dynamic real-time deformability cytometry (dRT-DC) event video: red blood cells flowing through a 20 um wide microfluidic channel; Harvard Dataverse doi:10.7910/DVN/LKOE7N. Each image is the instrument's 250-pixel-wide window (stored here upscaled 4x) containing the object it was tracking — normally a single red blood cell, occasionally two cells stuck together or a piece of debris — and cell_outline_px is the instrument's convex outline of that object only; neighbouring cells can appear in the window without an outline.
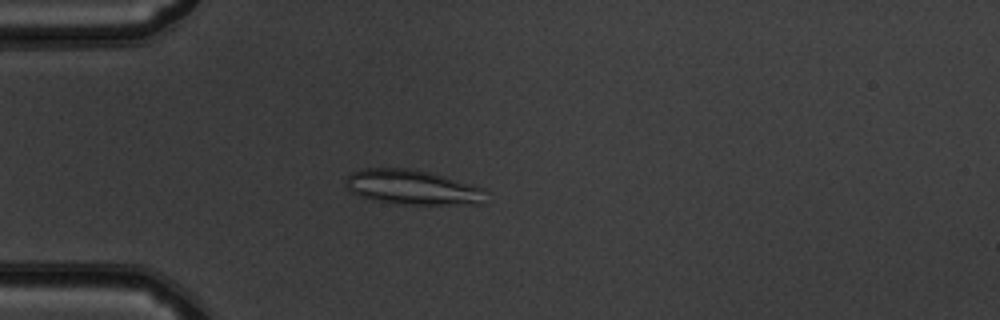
{"species": "common noctule bat (a hibernating species)", "species_latin": "Nyctalus noctula", "temperature_condition": "warm", "stored_images_in_passage": 51, "camera_frame_rate_fps": 3000, "um_per_image_px": 0.085, "animal": {"sex": "male", "body_mass_g": 19.5, "forearm_length_mm": 54.6}, "frame": {"image": 1, "passage_image": 14, "time_ms": 4.333, "image_size_px": [1000, 320], "cell_outline_px": [[488, 204], [396, 204], [376, 200], [360, 196], [352, 192], [344, 184], [344, 180], [352, 172], [360, 168], [408, 168], [428, 172], [444, 176], [472, 184], [484, 188]], "centroid_in_image_um": [35.08, 15.92], "position_along_channel_um": 49.9, "area_um2": 28.61}}
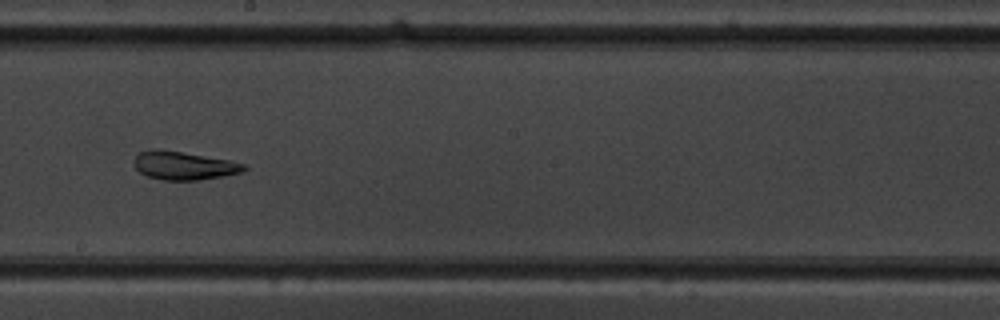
{"frame": {"image": 2, "passage_image": 29, "time_ms": 9.333, "image_size_px": [1000, 320], "cell_outline_px": [[248, 168], [240, 172], [200, 180], [164, 180], [148, 176], [140, 172], [132, 164], [136, 156], [140, 152], [152, 148], [160, 148], [228, 160], [244, 164]], "centroid_in_image_um": [15.56, 14.06], "position_along_channel_um": 232.6, "area_um2": 18.03}}
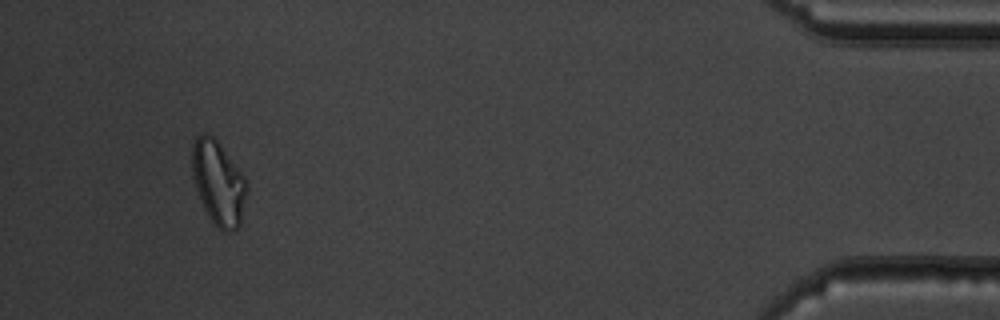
{"frame": {"image": 3, "passage_image": 48, "time_ms": 15.667, "image_size_px": [1000, 320], "cell_outline_px": [[248, 188], [240, 224], [236, 228], [228, 232], [224, 232], [208, 216], [204, 208], [196, 188], [192, 176], [192, 144], [196, 136], [204, 132], [208, 132], [220, 144], [244, 176], [248, 184]], "centroid_in_image_um": [18.56, 15.51], "position_along_channel_um": 416.6, "area_um2": 26.65}, "authors_computed_cell_mechanics": {"area_um2": 23.409, "velocity_mm_per_s": 3.9304, "shape_relaxation_time_tau1_ms": null, "shape_relaxation_time_tau2_ms": 3.5303, "deformation_change_tau1": null, "deformation_change_tau2": 0.0914}}